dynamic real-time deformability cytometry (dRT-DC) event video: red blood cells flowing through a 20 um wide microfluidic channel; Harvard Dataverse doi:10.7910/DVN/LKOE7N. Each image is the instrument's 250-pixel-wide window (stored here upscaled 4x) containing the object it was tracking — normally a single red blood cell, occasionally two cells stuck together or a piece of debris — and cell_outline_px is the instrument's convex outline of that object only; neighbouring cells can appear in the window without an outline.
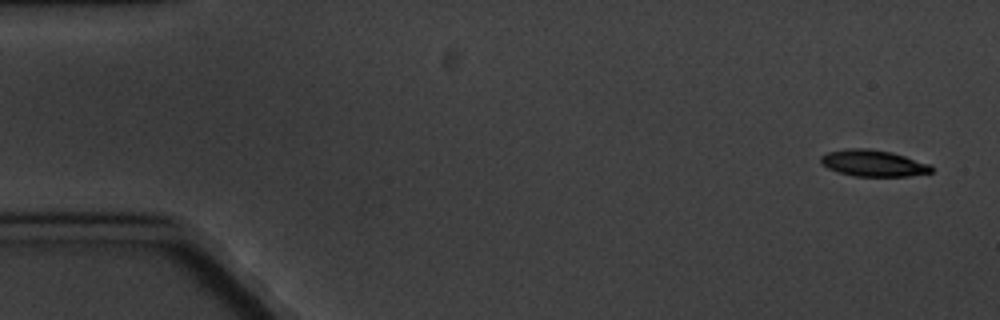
{"species": "common noctule bat (a hibernating species)", "species_latin": "Nyctalus noctula", "temperature_condition": "cold", "stored_images_in_passage": 5, "camera_frame_rate_fps": 3000, "um_per_image_px": 0.085, "animal": {"sex": "male", "body_mass_g": 20.1, "forearm_length_mm": 53.5}, "frame": {"image": 1, "passage_image": 1, "time_ms": 0.0, "image_size_px": [1000, 320], "cell_outline_px": [[932, 172], [908, 176], [856, 176], [836, 172], [820, 164], [820, 156], [828, 152], [848, 148], [868, 148], [892, 152], [932, 164]], "centroid_in_image_um": [74.22, 13.86], "position_along_channel_um": 10.8, "area_um2": 17.22}}
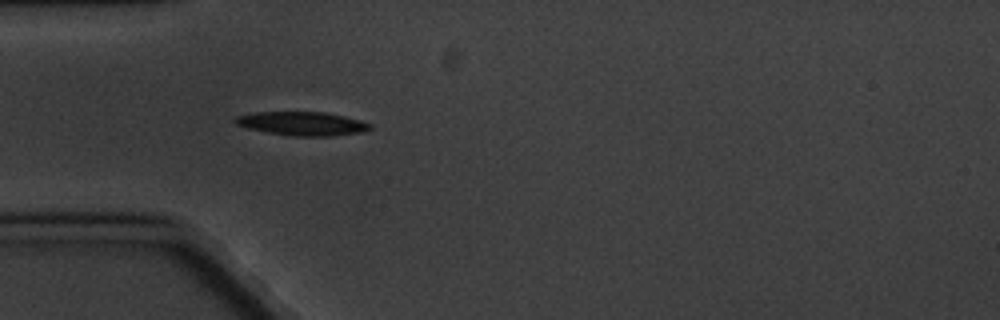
{"frame": {"image": 2, "passage_image": 5, "time_ms": 5.0, "image_size_px": [1000, 320], "cell_outline_px": [[372, 128], [364, 132], [332, 136], [292, 136], [268, 132], [248, 128], [236, 124], [232, 120], [236, 116], [256, 112], [324, 112], [344, 116], [360, 120], [372, 124]], "centroid_in_image_um": [25.71, 10.51], "position_along_channel_um": 59.3, "area_um2": 18.67}}